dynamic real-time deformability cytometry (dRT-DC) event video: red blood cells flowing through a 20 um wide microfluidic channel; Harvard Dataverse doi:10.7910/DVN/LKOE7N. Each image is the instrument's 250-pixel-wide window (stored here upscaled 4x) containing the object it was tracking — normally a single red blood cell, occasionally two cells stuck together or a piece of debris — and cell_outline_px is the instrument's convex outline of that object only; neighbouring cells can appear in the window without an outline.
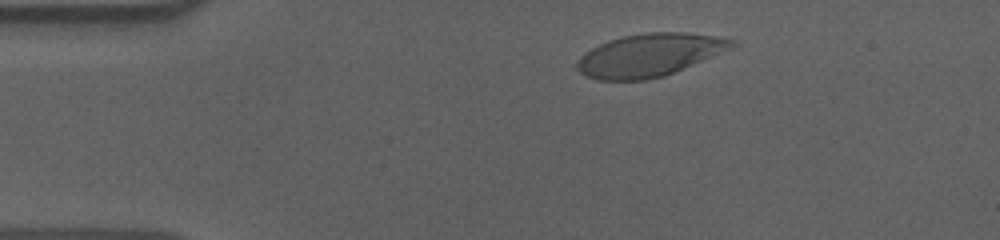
{"species": "human", "species_latin": "Homo sapiens", "temperature_condition": "cold", "stored_images_in_passage": 52, "camera_frame_rate_fps": 3000, "um_per_image_px": 0.085, "donor": {"sex": "male"}, "frame": {"image": 1, "passage_image": 6, "time_ms": 1.667, "image_size_px": [1000, 240], "cell_outline_px": [[740, 44], [664, 76], [644, 80], [596, 80], [584, 76], [576, 68], [576, 64], [580, 56], [592, 48], [608, 40], [624, 36], [644, 32], [684, 32], [716, 36], [740, 40]], "centroid_in_image_um": [55.2, 4.67], "position_along_channel_um": 29.8, "area_um2": 38.55}}
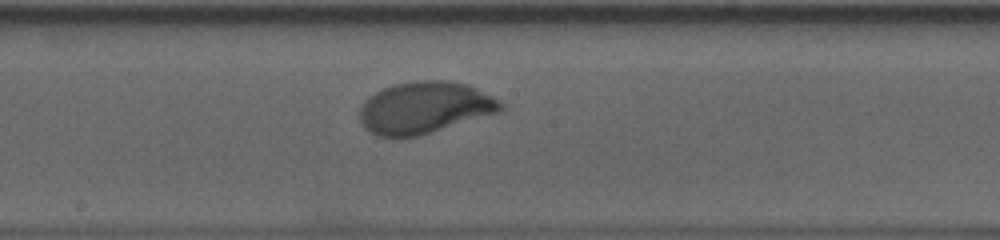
{"frame": {"image": 2, "passage_image": 26, "time_ms": 8.333, "image_size_px": [1000, 240], "cell_outline_px": [[508, 108], [500, 112], [420, 136], [400, 140], [396, 140], [376, 136], [368, 132], [364, 128], [360, 120], [360, 108], [364, 100], [368, 96], [384, 88], [396, 84], [412, 80], [448, 80], [468, 84], [500, 100]], "centroid_in_image_um": [36.08, 9.19], "position_along_channel_um": 212.1, "area_um2": 43.7}}
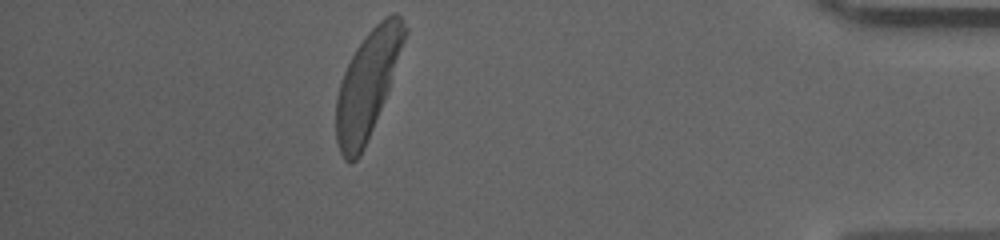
{"frame": {"image": 3, "passage_image": 46, "time_ms": 15.0, "image_size_px": [1000, 240], "cell_outline_px": [[408, 32], [384, 100], [364, 148], [360, 156], [352, 164], [348, 164], [344, 160], [340, 152], [336, 140], [336, 96], [340, 80], [356, 48], [368, 32], [380, 20], [392, 12], [396, 12], [400, 16], [408, 28]], "centroid_in_image_um": [31.22, 7.18], "position_along_channel_um": 404.0, "area_um2": 42.08}, "authors_computed_cell_mechanics": {"area_um2": 41.5871, "velocity_mm_per_s": 3.576, "shape_relaxation_time_tau1_ms": 2.786, "shape_relaxation_time_tau2_ms": null, "deformation_change_tau1": 0.1886, "deformation_change_tau2": null}}